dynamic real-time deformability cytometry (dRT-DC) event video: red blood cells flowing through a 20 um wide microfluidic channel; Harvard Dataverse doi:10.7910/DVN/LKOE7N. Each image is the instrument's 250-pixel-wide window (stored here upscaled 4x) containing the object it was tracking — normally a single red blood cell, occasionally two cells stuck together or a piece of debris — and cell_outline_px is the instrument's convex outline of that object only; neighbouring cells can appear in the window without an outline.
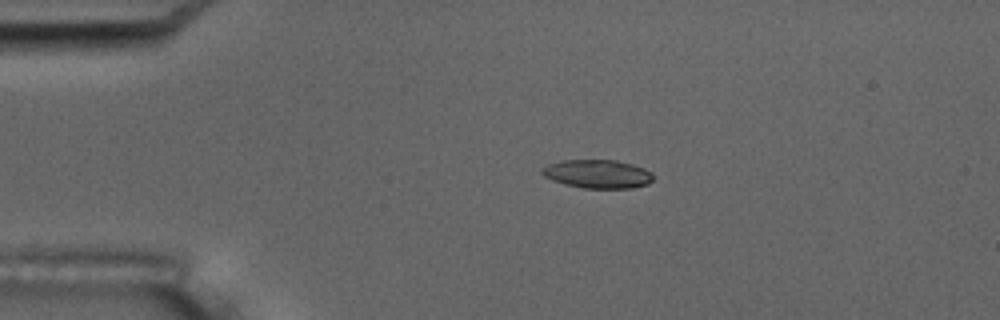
{"species": "common noctule bat (a hibernating species)", "species_latin": "Nyctalus noctula", "temperature_condition": "room temperature", "stored_images_in_passage": 5, "camera_frame_rate_fps": 3000, "um_per_image_px": 0.085, "animal": {"sex": "male", "body_mass_g": 17.5, "forearm_length_mm": 52.3}, "frame": {"image": 1, "passage_image": 3, "time_ms": 2.0, "image_size_px": [1000, 320], "cell_outline_px": [[656, 176], [648, 184], [632, 188], [584, 188], [564, 184], [552, 180], [544, 176], [540, 172], [540, 168], [548, 164], [564, 160], [616, 160], [632, 164], [644, 168], [652, 172]], "centroid_in_image_um": [50.81, 14.78], "position_along_channel_um": 34.2, "area_um2": 18.67}}